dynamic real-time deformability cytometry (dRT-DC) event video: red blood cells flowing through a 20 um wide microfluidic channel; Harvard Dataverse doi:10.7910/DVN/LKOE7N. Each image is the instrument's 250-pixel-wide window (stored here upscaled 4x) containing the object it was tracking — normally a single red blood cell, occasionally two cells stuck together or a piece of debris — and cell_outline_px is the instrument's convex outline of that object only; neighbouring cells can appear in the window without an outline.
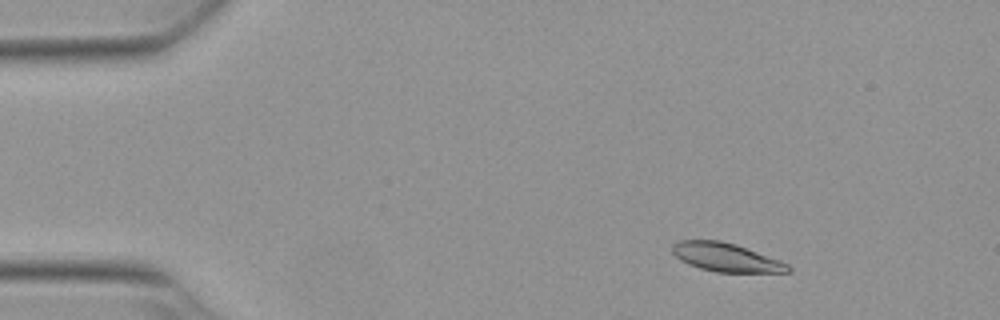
{"species": "Egyptian fruit bat (a non-hibernating species)", "species_latin": "Rousettus aegyptiacus", "temperature_condition": "warm", "stored_images_in_passage": 54, "camera_frame_rate_fps": 3000, "um_per_image_px": 0.085, "animal": {"sex": "female"}, "frame": {"image": 1, "passage_image": 8, "time_ms": 2.333, "image_size_px": [1000, 320], "cell_outline_px": [[792, 272], [716, 272], [700, 268], [688, 264], [680, 260], [672, 252], [672, 244], [676, 240], [720, 240], [736, 244], [780, 260], [788, 264], [792, 268]], "centroid_in_image_um": [61.7, 21.86], "position_along_channel_um": 23.3, "area_um2": 19.36}}
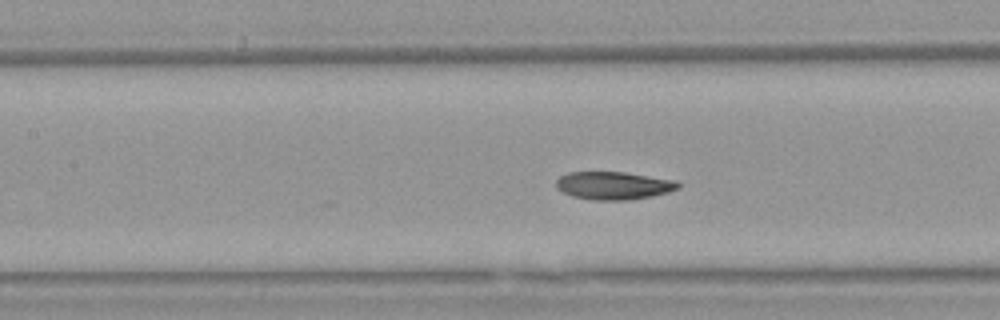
{"frame": {"image": 2, "passage_image": 25, "time_ms": 8.0, "image_size_px": [1000, 320], "cell_outline_px": [[680, 188], [668, 192], [652, 196], [628, 200], [592, 200], [572, 196], [556, 188], [556, 180], [560, 176], [568, 172], [624, 172], [676, 180], [680, 184]], "centroid_in_image_um": [52.16, 15.77], "position_along_channel_um": 155.2, "area_um2": 19.88}}
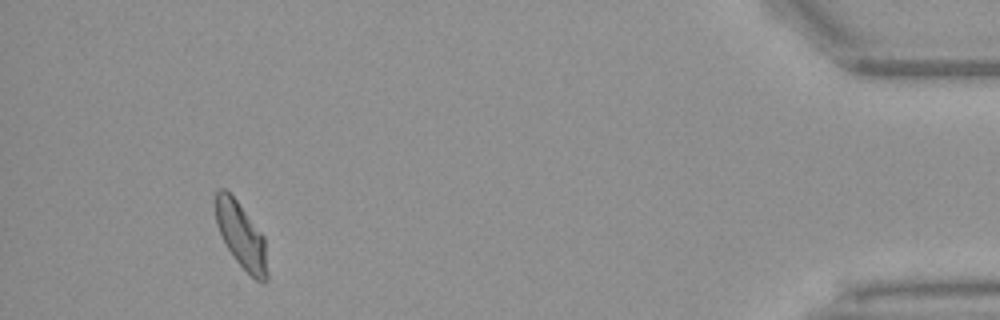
{"frame": {"image": 3, "passage_image": 51, "time_ms": 16.667, "image_size_px": [1000, 320], "cell_outline_px": [[268, 280], [256, 280], [232, 256], [216, 224], [212, 200], [216, 192], [220, 188], [224, 188], [236, 200], [264, 236], [268, 272]], "centroid_in_image_um": [20.46, 19.96], "position_along_channel_um": 414.7, "area_um2": 19.77}, "authors_computed_cell_mechanics": {"area_um2": 20.0855, "velocity_mm_per_s": 3.7833, "shape_relaxation_time_tau1_ms": 5.8902, "shape_relaxation_time_tau2_ms": 2.1642, "deformation_change_tau1": 0.1911, "deformation_change_tau2": 0.0695}}